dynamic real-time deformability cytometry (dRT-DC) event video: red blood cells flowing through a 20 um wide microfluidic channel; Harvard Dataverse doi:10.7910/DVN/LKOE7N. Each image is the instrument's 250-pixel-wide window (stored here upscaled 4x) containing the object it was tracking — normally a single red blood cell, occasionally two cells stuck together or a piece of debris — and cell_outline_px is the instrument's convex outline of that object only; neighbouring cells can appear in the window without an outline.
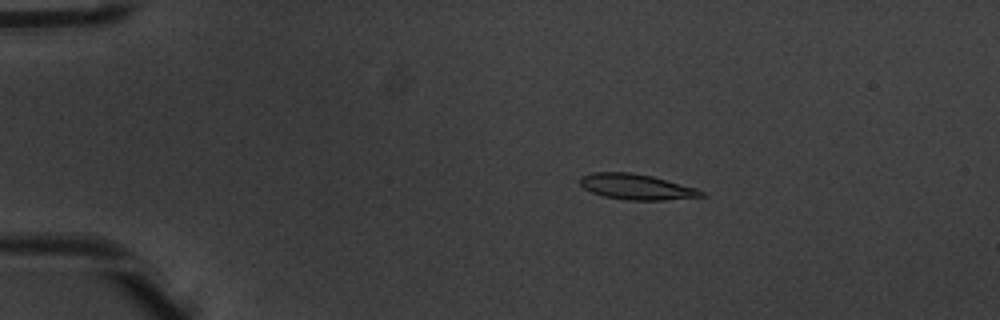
{"species": "common noctule bat (a hibernating species)", "species_latin": "Nyctalus noctula", "temperature_condition": "warm", "stored_images_in_passage": 7, "camera_frame_rate_fps": 3000, "um_per_image_px": 0.085, "animal": {"sex": "male", "body_mass_g": 20.1, "forearm_length_mm": 53.5}, "frame": {"image": 1, "passage_image": 4, "time_ms": 1.0, "image_size_px": [1000, 320], "cell_outline_px": [[704, 196], [664, 200], [624, 200], [604, 196], [592, 192], [584, 188], [580, 184], [580, 176], [592, 172], [628, 172], [652, 176], [696, 188], [704, 192]], "centroid_in_image_um": [54.06, 15.88], "position_along_channel_um": 30.9, "area_um2": 17.98}}